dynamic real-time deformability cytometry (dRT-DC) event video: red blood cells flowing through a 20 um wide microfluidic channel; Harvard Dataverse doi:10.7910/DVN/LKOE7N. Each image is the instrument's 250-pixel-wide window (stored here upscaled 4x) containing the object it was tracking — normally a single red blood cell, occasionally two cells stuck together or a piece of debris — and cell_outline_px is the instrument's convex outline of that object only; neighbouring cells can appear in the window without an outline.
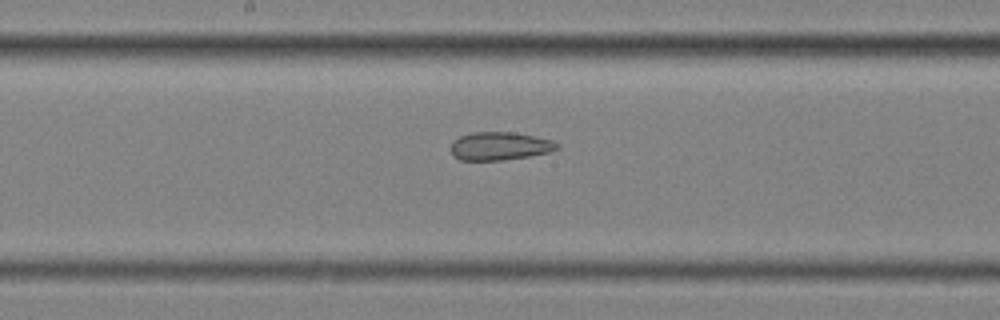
{"species": "common noctule bat (a hibernating species)", "species_latin": "Nyctalus noctula", "temperature_condition": "cold", "stored_images_in_passage": 9, "camera_frame_rate_fps": 3000, "um_per_image_px": 0.085, "animal": {"sex": "female", "body_mass_g": 25.1}, "frame": {"image": 1, "passage_image": 9, "time_ms": 2.667, "image_size_px": [1000, 320], "cell_outline_px": [[560, 148], [548, 152], [528, 156], [504, 160], [460, 160], [452, 156], [452, 140], [460, 136], [472, 132], [512, 132], [552, 140], [560, 144]], "centroid_in_image_um": [42.46, 12.42], "position_along_channel_um": 205.7, "area_um2": 17.4}}